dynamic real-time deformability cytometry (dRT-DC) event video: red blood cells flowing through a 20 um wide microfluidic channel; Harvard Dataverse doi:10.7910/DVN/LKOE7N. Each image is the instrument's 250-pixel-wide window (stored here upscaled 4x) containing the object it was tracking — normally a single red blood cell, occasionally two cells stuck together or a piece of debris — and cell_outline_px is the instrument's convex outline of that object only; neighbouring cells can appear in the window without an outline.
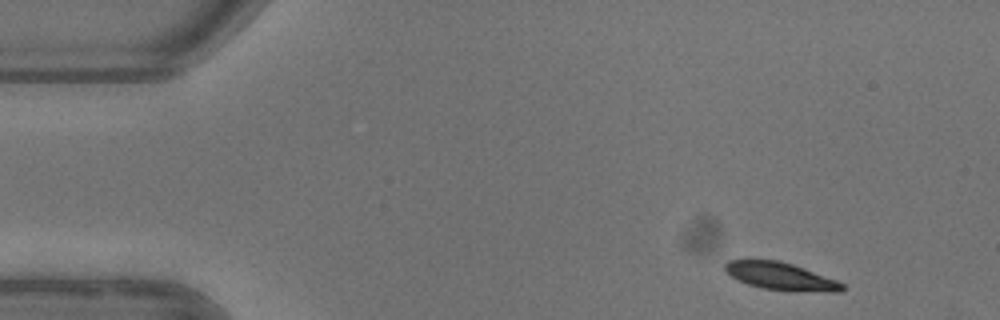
{"species": "common noctule bat (a hibernating species)", "species_latin": "Nyctalus noctula", "temperature_condition": "warm", "stored_images_in_passage": 5, "camera_frame_rate_fps": 3000, "um_per_image_px": 0.085, "animal": {"sex": "female"}, "frame": {"image": 1, "passage_image": 1, "time_ms": 0.0, "image_size_px": [1000, 320], "cell_outline_px": [[844, 288], [840, 292], [828, 292], [760, 288], [748, 284], [724, 272], [724, 264], [728, 260], [780, 260], [804, 268], [836, 280], [844, 284]], "centroid_in_image_um": [66.34, 23.47], "position_along_channel_um": 18.7, "area_um2": 18.5}}
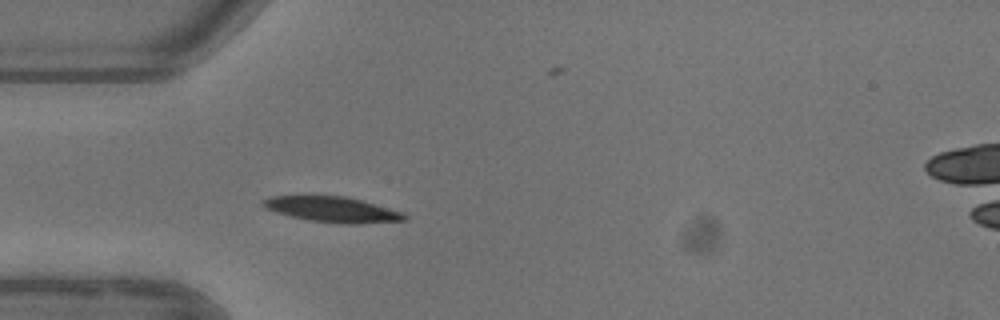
{"frame": {"image": 2, "passage_image": 4, "time_ms": 3.333, "image_size_px": [1000, 320], "cell_outline_px": [[408, 220], [356, 224], [340, 224], [308, 220], [276, 212], [264, 208], [260, 204], [264, 200], [272, 196], [344, 196], [360, 200], [404, 212], [408, 216]], "centroid_in_image_um": [28.28, 17.81], "position_along_channel_um": 56.7, "area_um2": 20.92}}